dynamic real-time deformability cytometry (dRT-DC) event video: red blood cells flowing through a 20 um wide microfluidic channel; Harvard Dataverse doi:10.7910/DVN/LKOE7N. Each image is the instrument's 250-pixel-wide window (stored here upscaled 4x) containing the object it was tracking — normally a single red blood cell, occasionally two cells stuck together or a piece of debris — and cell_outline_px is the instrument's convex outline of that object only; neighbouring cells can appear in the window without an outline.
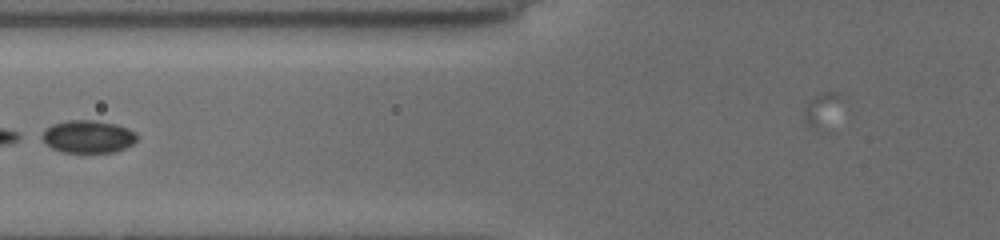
{"species": "common noctule bat (a hibernating species)", "species_latin": "Nyctalus noctula", "temperature_condition": "cold", "stored_images_in_passage": 18, "camera_frame_rate_fps": 3000, "um_per_image_px": 0.085, "animal": {"sex": "female", "body_mass_g": 19.5, "forearm_length_mm": 54.1}, "frame": {"image": 1, "passage_image": 8, "time_ms": 6.667, "image_size_px": [1000, 240], "cell_outline_px": [[136, 140], [132, 144], [116, 152], [60, 152], [44, 144], [36, 136], [52, 124], [68, 120], [92, 120], [116, 124], [128, 128], [136, 132]], "centroid_in_image_um": [7.4, 11.61], "position_along_channel_um": 118.4, "area_um2": 18.38}}